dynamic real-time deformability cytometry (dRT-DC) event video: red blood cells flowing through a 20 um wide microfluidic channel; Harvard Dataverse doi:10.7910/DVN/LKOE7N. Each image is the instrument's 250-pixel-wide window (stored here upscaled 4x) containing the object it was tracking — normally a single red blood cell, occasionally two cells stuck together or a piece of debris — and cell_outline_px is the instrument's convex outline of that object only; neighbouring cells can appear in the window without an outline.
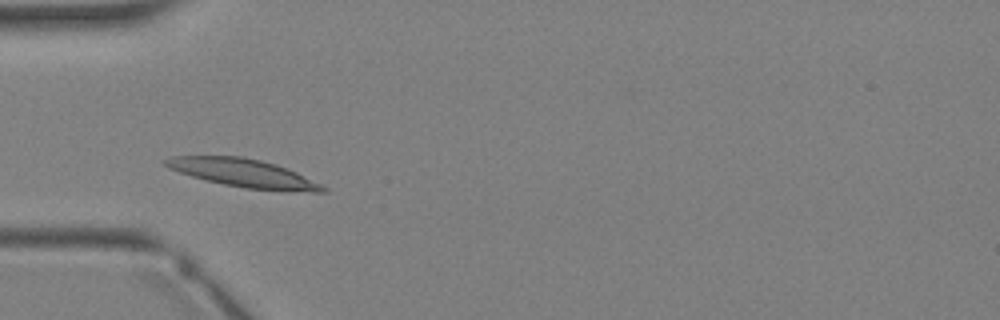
{"species": "Egyptian fruit bat (a non-hibernating species)", "species_latin": "Rousettus aegyptiacus", "temperature_condition": "warm", "stored_images_in_passage": 3, "camera_frame_rate_fps": 3000, "um_per_image_px": 0.085, "animal": {"sex": "female"}, "frame": {"image": 1, "passage_image": 3, "time_ms": 2.333, "image_size_px": [1000, 320], "cell_outline_px": [[328, 192], [288, 192], [244, 188], [224, 184], [192, 176], [168, 168], [160, 160], [172, 156], [244, 156], [276, 164], [288, 168], [328, 188]], "centroid_in_image_um": [20.72, 14.72], "position_along_channel_um": 64.3, "area_um2": 26.01}}